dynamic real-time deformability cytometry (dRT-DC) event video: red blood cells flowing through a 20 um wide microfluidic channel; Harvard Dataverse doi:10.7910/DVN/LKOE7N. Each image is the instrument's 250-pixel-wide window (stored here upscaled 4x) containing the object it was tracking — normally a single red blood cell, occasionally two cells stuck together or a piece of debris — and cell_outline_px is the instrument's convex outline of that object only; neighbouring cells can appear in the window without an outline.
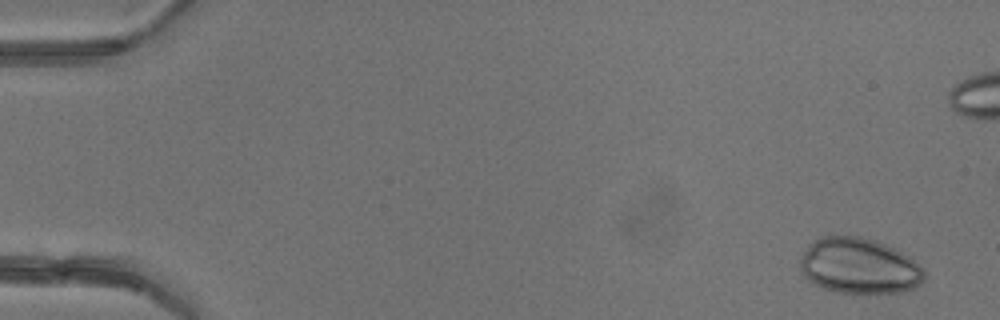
{"species": "common noctule bat (a hibernating species)", "species_latin": "Nyctalus noctula", "temperature_condition": "warm", "stored_images_in_passage": 7, "camera_frame_rate_fps": 3000, "um_per_image_px": 0.085, "animal": {"sex": "female"}, "frame": {"image": 1, "passage_image": 1, "time_ms": 0.0, "image_size_px": [1000, 320], "cell_outline_px": [[924, 280], [920, 284], [912, 288], [900, 292], [836, 292], [820, 288], [812, 284], [804, 276], [800, 268], [800, 256], [808, 244], [820, 236], [860, 236], [876, 240], [916, 260], [924, 268]], "centroid_in_image_um": [72.99, 22.6], "position_along_channel_um": 12.0, "area_um2": 40.46}}
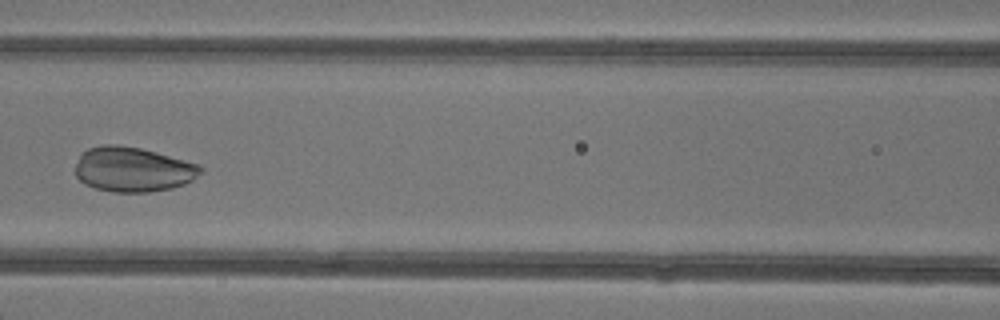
{"frame": {"image": 2, "passage_image": 7, "time_ms": 7.0, "image_size_px": [1000, 320], "cell_outline_px": [[204, 172], [192, 180], [184, 184], [172, 188], [148, 192], [112, 192], [96, 188], [84, 184], [76, 176], [76, 164], [80, 152], [88, 148], [104, 144], [112, 144], [140, 148], [196, 164], [204, 168]], "centroid_in_image_um": [11.27, 14.4], "position_along_channel_um": 155.3, "area_um2": 32.6}}